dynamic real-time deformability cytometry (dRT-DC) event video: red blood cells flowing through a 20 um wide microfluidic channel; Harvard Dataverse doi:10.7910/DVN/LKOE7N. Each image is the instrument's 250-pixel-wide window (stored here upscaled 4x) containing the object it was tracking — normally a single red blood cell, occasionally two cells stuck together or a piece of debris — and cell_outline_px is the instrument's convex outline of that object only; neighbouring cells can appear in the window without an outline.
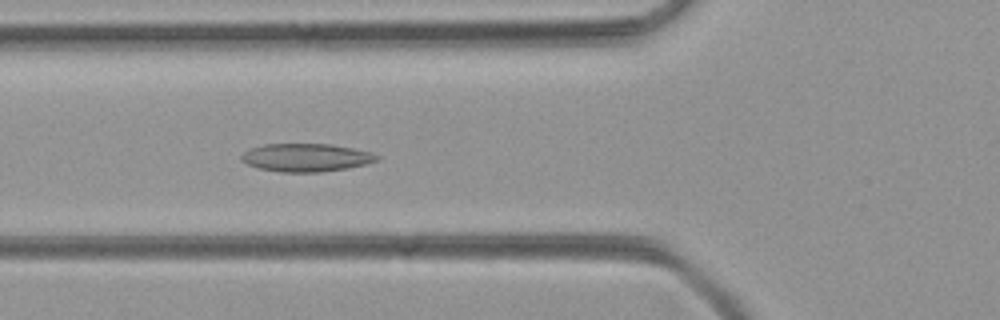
{"species": "common noctule bat (a hibernating species)", "species_latin": "Nyctalus noctula", "temperature_condition": "room temperature", "stored_images_in_passage": 43, "camera_frame_rate_fps": 3000, "um_per_image_px": 0.085, "animal": {"sex": "female", "body_mass_g": 21.9}, "frame": {"image": 1, "passage_image": 11, "time_ms": 3.333, "image_size_px": [1000, 320], "cell_outline_px": [[380, 156], [376, 160], [364, 164], [348, 168], [320, 172], [280, 172], [256, 168], [240, 160], [240, 156], [244, 152], [252, 148], [264, 144], [332, 144], [352, 148], [368, 152]], "centroid_in_image_um": [25.96, 13.4], "position_along_channel_um": 99.8, "area_um2": 22.02}}
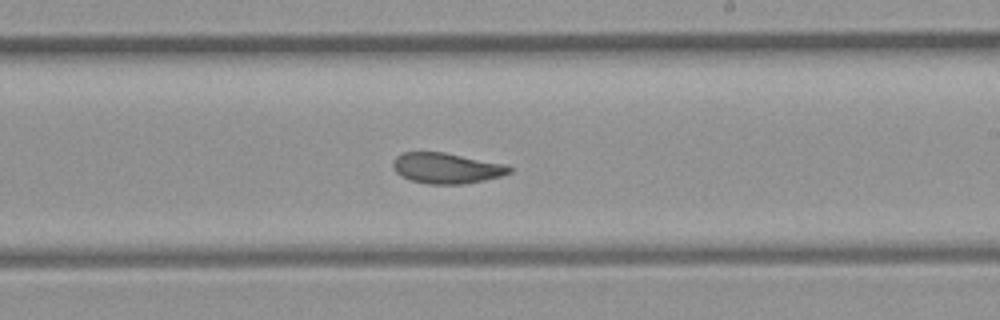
{"frame": {"image": 2, "passage_image": 22, "time_ms": 7.0, "image_size_px": [1000, 320], "cell_outline_px": [[512, 172], [500, 176], [484, 180], [464, 184], [428, 184], [412, 180], [400, 176], [392, 168], [392, 160], [396, 156], [404, 152], [444, 152], [504, 164], [512, 168]], "centroid_in_image_um": [37.91, 14.29], "position_along_channel_um": 251.1, "area_um2": 20.75}}
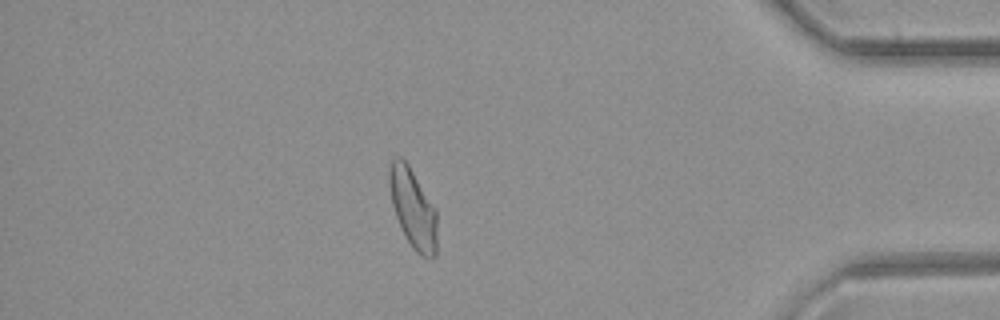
{"frame": {"image": 3, "passage_image": 36, "time_ms": 11.667, "image_size_px": [1000, 320], "cell_outline_px": [[436, 256], [432, 260], [428, 260], [420, 256], [412, 248], [400, 228], [392, 204], [388, 184], [388, 172], [392, 156], [400, 156], [408, 164], [436, 208]], "centroid_in_image_um": [35.09, 17.73], "position_along_channel_um": 400.1, "area_um2": 22.54}}